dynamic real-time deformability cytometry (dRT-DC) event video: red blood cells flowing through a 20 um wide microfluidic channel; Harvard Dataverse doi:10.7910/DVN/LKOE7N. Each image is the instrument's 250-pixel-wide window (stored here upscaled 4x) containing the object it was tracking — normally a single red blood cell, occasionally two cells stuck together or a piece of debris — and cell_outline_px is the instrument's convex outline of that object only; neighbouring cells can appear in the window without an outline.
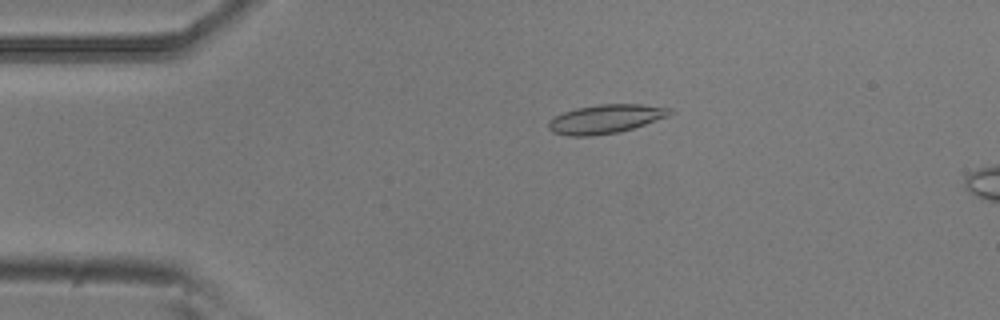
{"species": "common noctule bat (a hibernating species)", "species_latin": "Nyctalus noctula", "temperature_condition": "room temperature", "stored_images_in_passage": 53, "camera_frame_rate_fps": 3000, "um_per_image_px": 0.085, "animal": {"sex": "male", "body_mass_g": 20.5, "forearm_length_mm": 52.5}, "frame": {"image": 1, "passage_image": 11, "time_ms": 3.333, "image_size_px": [1000, 320], "cell_outline_px": [[676, 112], [668, 116], [632, 128], [616, 132], [592, 136], [568, 136], [552, 132], [548, 128], [548, 124], [556, 116], [564, 112], [576, 108], [600, 104], [640, 104], [672, 108]], "centroid_in_image_um": [51.5, 10.1], "position_along_channel_um": 33.5, "area_um2": 20.23}}
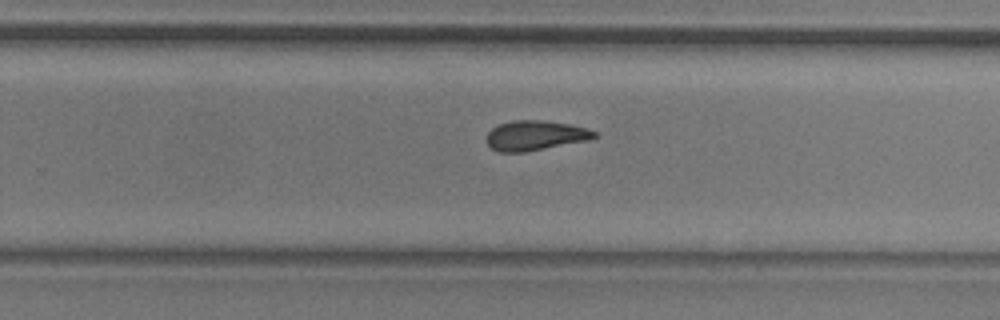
{"frame": {"image": 2, "passage_image": 34, "time_ms": 11.0, "image_size_px": [1000, 320], "cell_outline_px": [[596, 136], [588, 140], [524, 152], [496, 152], [488, 144], [488, 132], [492, 128], [500, 124], [512, 120], [544, 120], [572, 124], [588, 128], [596, 132]], "centroid_in_image_um": [45.51, 11.5], "position_along_channel_um": 284.3, "area_um2": 18.67}}
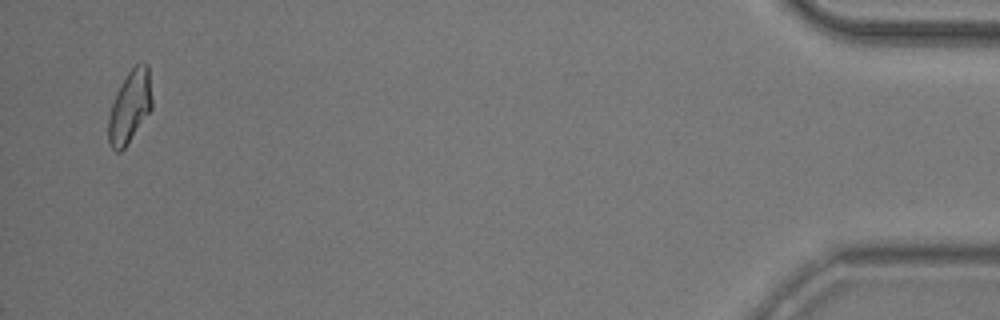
{"frame": {"image": 3, "passage_image": 52, "time_ms": 17.0, "image_size_px": [1000, 320], "cell_outline_px": [[152, 108], [124, 148], [120, 152], [116, 152], [112, 148], [108, 140], [108, 116], [116, 92], [128, 72], [136, 64], [148, 64], [152, 100]], "centroid_in_image_um": [11.02, 9.07], "position_along_channel_um": 424.2, "area_um2": 18.15}, "authors_computed_cell_mechanics": {"area_um2": 19.3052, "velocity_mm_per_s": 3.7638, "shape_relaxation_time_tau1_ms": 10.3138, "shape_relaxation_time_tau2_ms": 4.0432, "deformation_change_tau1": 0.2273, "deformation_change_tau2": 0.1175}}